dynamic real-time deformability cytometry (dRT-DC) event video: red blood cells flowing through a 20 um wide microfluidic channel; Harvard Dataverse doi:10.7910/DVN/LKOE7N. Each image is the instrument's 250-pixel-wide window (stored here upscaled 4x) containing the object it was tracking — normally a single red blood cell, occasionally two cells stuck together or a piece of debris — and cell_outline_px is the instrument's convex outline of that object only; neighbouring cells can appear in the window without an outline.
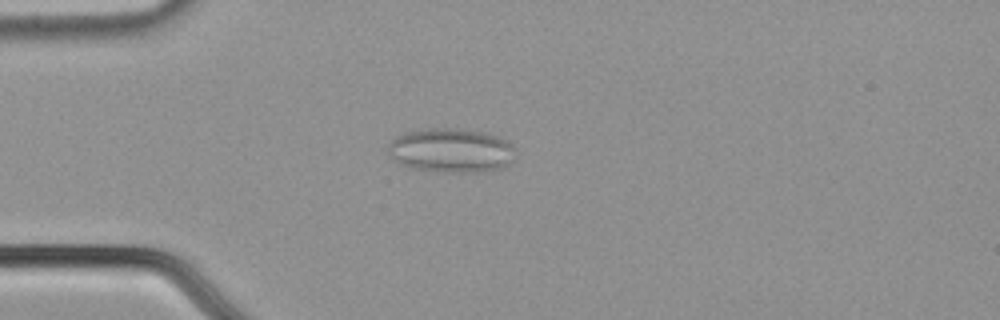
{"species": "common noctule bat (a hibernating species)", "species_latin": "Nyctalus noctula", "temperature_condition": "cold", "stored_images_in_passage": 42, "segment_of_instrument_passage": [1, 2], "camera_frame_rate_fps": 3000, "um_per_image_px": 0.085, "animal": {"sex": "male", "body_mass_g": 21.5, "forearm_length_mm": 52.0}, "frame": {"image": 1, "passage_image": 2, "time_ms": 0.333, "image_size_px": [1000, 320], "cell_outline_px": [[512, 160], [504, 168], [476, 172], [444, 172], [408, 168], [400, 164], [388, 152], [388, 144], [396, 136], [408, 132], [432, 128], [460, 128], [484, 132], [508, 140], [512, 144]], "centroid_in_image_um": [38.34, 12.79], "position_along_channel_um": 46.7, "area_um2": 32.77}}